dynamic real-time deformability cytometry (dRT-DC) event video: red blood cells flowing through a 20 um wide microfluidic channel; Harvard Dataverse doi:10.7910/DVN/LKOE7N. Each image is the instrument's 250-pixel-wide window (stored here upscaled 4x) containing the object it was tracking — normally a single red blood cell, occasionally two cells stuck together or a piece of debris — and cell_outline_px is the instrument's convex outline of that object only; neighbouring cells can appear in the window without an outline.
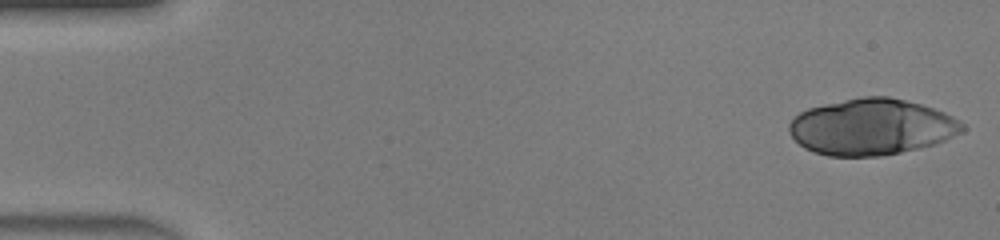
{"species": "human", "species_latin": "Homo sapiens", "temperature_condition": "warm", "stored_images_in_passage": 45, "camera_frame_rate_fps": 3000, "um_per_image_px": 0.085, "donor": {"sex": "male"}, "frame": {"image": 1, "passage_image": 1, "time_ms": 0.0, "image_size_px": [1000, 240], "cell_outline_px": [[964, 132], [944, 140], [932, 144], [900, 152], [880, 156], [828, 156], [812, 152], [804, 148], [788, 132], [788, 124], [800, 112], [808, 108], [824, 104], [864, 96], [888, 96], [920, 104], [944, 112], [960, 120], [964, 124]], "centroid_in_image_um": [74.07, 10.79], "position_along_channel_um": 10.9, "area_um2": 56.53}}
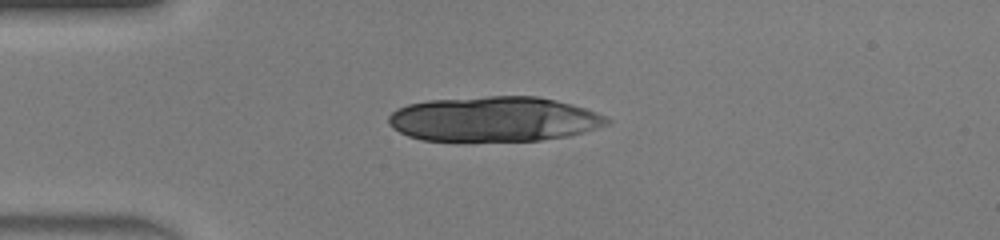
{"frame": {"image": 2, "passage_image": 11, "time_ms": 3.333, "image_size_px": [1000, 240], "cell_outline_px": [[612, 120], [608, 124], [584, 132], [568, 136], [540, 140], [420, 140], [408, 136], [392, 128], [388, 124], [388, 116], [396, 108], [408, 104], [428, 100], [488, 96], [536, 96], [556, 100], [572, 104], [596, 112]], "centroid_in_image_um": [41.97, 10.11], "position_along_channel_um": 43.0, "area_um2": 57.11}}